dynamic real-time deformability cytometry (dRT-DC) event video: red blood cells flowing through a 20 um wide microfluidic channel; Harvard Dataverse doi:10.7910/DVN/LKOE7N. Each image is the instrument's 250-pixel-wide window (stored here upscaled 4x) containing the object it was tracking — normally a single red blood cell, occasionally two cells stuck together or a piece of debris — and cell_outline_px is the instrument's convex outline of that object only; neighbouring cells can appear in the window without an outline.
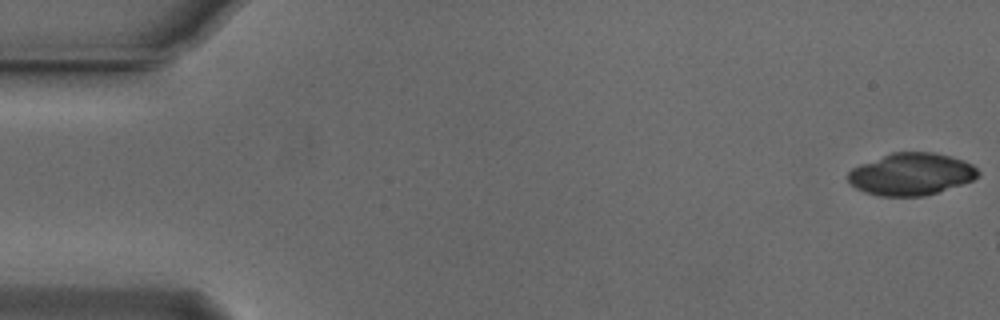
{"species": "Egyptian fruit bat (a non-hibernating species)", "species_latin": "Rousettus aegyptiacus", "temperature_condition": "cold", "stored_images_in_passage": 4, "camera_frame_rate_fps": 3000, "um_per_image_px": 0.085, "animal": {"sex": "male"}, "frame": {"image": 1, "passage_image": 1, "time_ms": 0.0, "image_size_px": [1000, 320], "cell_outline_px": [[980, 176], [972, 180], [924, 196], [880, 196], [864, 192], [856, 188], [848, 180], [848, 172], [852, 168], [860, 164], [892, 152], [932, 152], [964, 160], [972, 164], [980, 172]], "centroid_in_image_um": [77.44, 14.8], "position_along_channel_um": 7.6, "area_um2": 31.73}}